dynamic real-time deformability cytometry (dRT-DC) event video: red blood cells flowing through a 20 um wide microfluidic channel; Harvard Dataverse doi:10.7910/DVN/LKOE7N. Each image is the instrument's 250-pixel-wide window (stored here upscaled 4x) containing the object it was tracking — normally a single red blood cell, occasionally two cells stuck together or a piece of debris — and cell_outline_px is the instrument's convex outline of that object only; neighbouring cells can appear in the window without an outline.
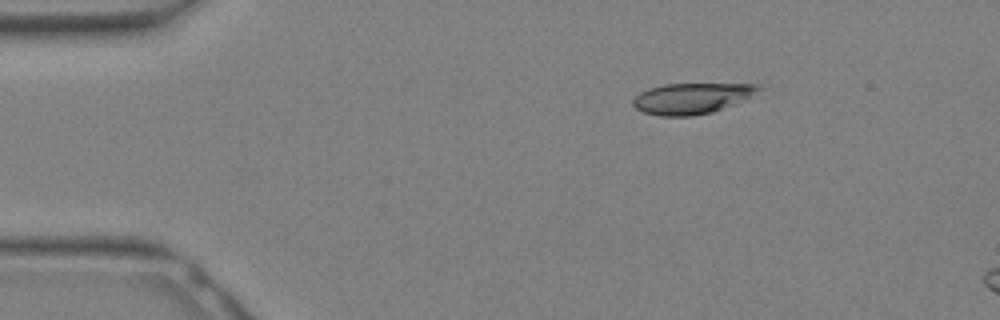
{"species": "Egyptian fruit bat (a non-hibernating species)", "species_latin": "Rousettus aegyptiacus", "temperature_condition": "warm", "stored_images_in_passage": 6, "camera_frame_rate_fps": 3000, "um_per_image_px": 0.085, "animal": {"sex": "female"}, "frame": {"image": 1, "passage_image": 1, "time_ms": 0.0, "image_size_px": [1000, 320], "cell_outline_px": [[764, 88], [732, 104], [712, 112], [692, 116], [660, 116], [644, 112], [636, 108], [632, 104], [632, 100], [640, 92], [648, 88], [664, 84], [760, 84]], "centroid_in_image_um": [58.74, 8.35], "position_along_channel_um": 26.3, "area_um2": 22.25}}